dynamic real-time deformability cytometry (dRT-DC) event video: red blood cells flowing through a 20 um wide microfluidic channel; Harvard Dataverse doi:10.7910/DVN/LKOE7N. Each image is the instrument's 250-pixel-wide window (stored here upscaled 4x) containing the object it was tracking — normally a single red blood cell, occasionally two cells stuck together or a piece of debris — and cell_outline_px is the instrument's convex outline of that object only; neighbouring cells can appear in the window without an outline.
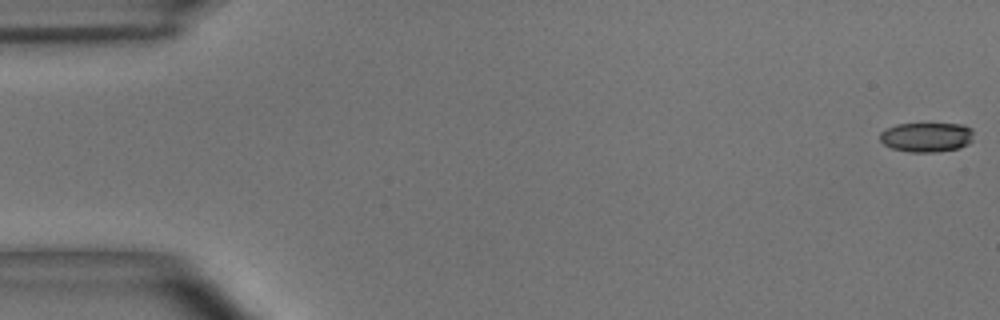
{"species": "common noctule bat (a hibernating species)", "species_latin": "Nyctalus noctula", "temperature_condition": "room temperature", "stored_images_in_passage": 55, "camera_frame_rate_fps": 3000, "um_per_image_px": 0.085, "animal": {"sex": "male", "body_mass_g": 15.6}, "frame": {"image": 1, "passage_image": 1, "time_ms": 0.0, "image_size_px": [1000, 320], "cell_outline_px": [[972, 140], [968, 144], [960, 148], [936, 152], [908, 152], [892, 148], [884, 144], [880, 140], [880, 132], [896, 124], [964, 124], [972, 128]], "centroid_in_image_um": [78.77, 11.66], "position_along_channel_um": 6.2, "area_um2": 16.18}}
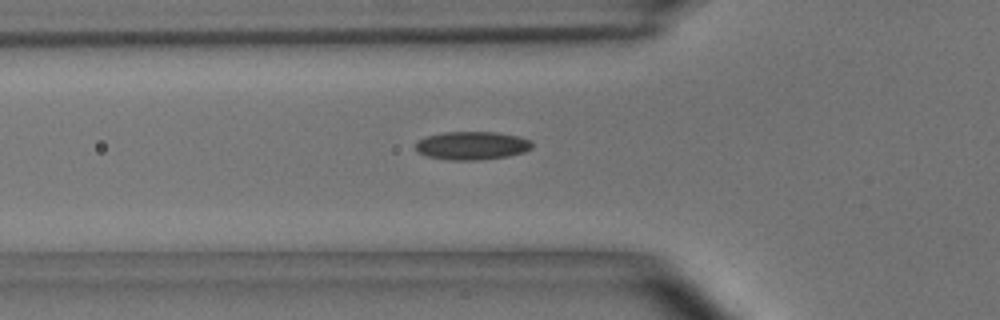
{"frame": {"image": 2, "passage_image": 19, "time_ms": 6.0, "image_size_px": [1000, 320], "cell_outline_px": [[532, 148], [524, 152], [508, 156], [480, 160], [448, 160], [428, 156], [420, 152], [416, 148], [416, 144], [420, 140], [428, 136], [444, 132], [496, 132], [520, 136], [532, 140]], "centroid_in_image_um": [40.19, 12.37], "position_along_channel_um": 85.6, "area_um2": 19.13}}
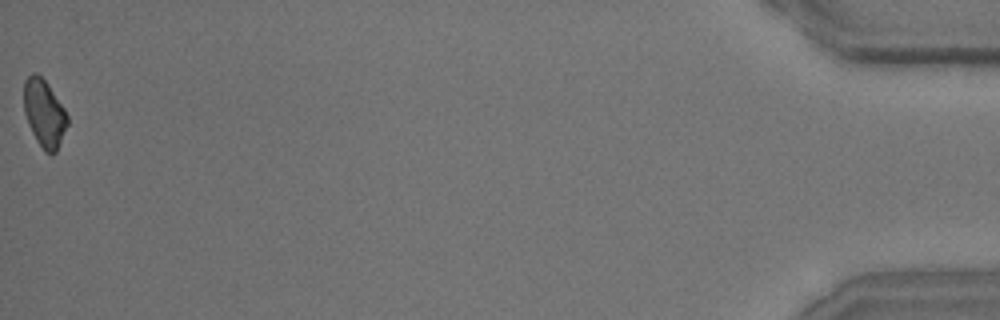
{"frame": {"image": 3, "passage_image": 55, "time_ms": 18.0, "image_size_px": [1000, 320], "cell_outline_px": [[68, 124], [56, 152], [52, 156], [44, 152], [36, 140], [32, 132], [24, 112], [24, 80], [32, 72], [36, 72], [48, 84], [64, 108], [68, 116]], "centroid_in_image_um": [3.76, 9.65], "position_along_channel_um": 431.4, "area_um2": 17.17}, "authors_computed_cell_mechanics": {"area_um2": 17.7446, "velocity_mm_per_s": 3.6738, "shape_relaxation_time_tau1_ms": 4.5997, "shape_relaxation_time_tau2_ms": 6.2423, "deformation_change_tau1": 0.1328, "deformation_change_tau2": 0.1351}}